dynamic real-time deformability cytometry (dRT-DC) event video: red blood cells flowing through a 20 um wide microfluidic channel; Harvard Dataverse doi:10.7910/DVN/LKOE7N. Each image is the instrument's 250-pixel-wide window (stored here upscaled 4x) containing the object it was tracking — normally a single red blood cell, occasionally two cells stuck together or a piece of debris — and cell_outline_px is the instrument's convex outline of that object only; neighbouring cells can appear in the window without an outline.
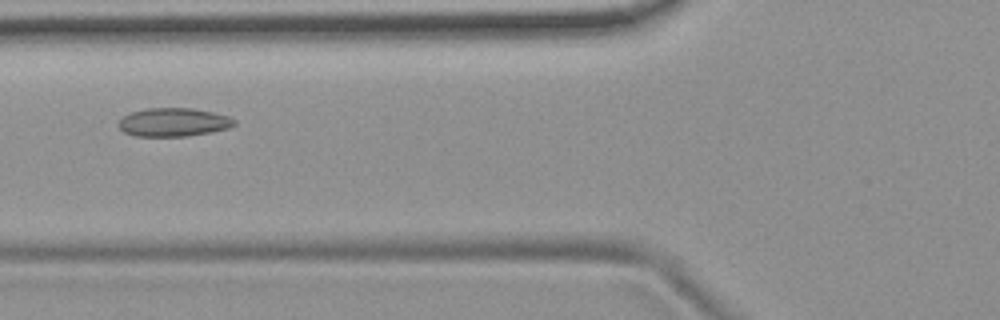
{"species": "common noctule bat (a hibernating species)", "species_latin": "Nyctalus noctula", "temperature_condition": "room temperature", "stored_images_in_passage": 50, "camera_frame_rate_fps": 3000, "um_per_image_px": 0.085, "animal": {"sex": "female", "body_mass_g": 19.9}, "frame": {"image": 1, "passage_image": 17, "time_ms": 5.333, "image_size_px": [1000, 320], "cell_outline_px": [[236, 124], [228, 128], [212, 132], [188, 136], [132, 136], [124, 132], [116, 124], [124, 116], [132, 112], [148, 108], [192, 108], [212, 112], [228, 116], [236, 120]], "centroid_in_image_um": [14.74, 10.39], "position_along_channel_um": 111.1, "area_um2": 19.25}}
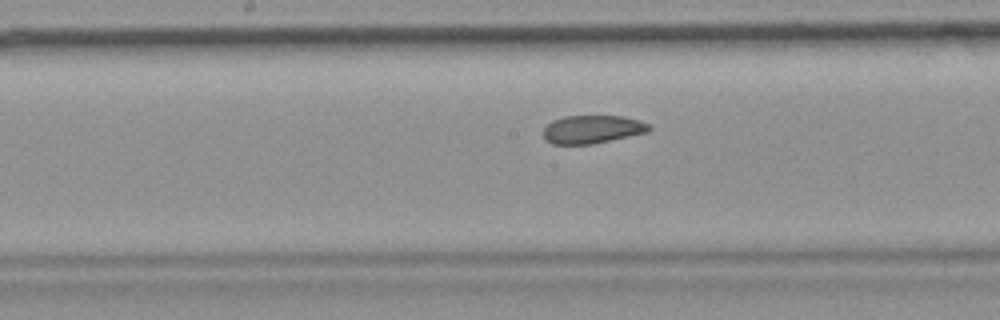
{"frame": {"image": 2, "passage_image": 24, "time_ms": 7.667, "image_size_px": [1000, 320], "cell_outline_px": [[652, 128], [648, 132], [592, 144], [552, 144], [544, 140], [544, 128], [552, 120], [564, 116], [624, 116], [648, 124]], "centroid_in_image_um": [50.32, 10.99], "position_along_channel_um": 197.9, "area_um2": 17.28}}
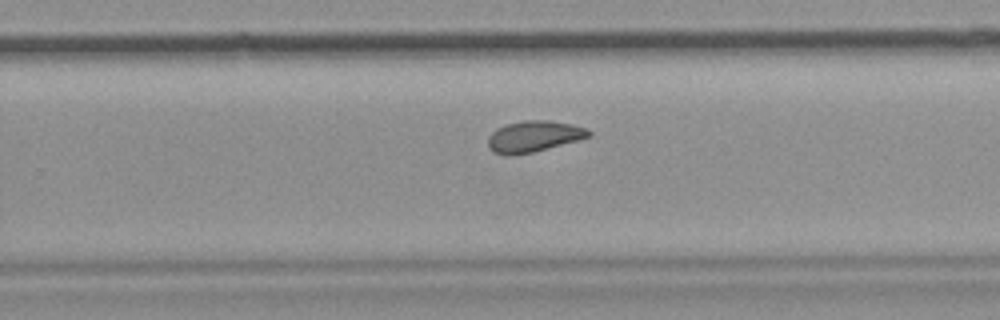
{"frame": {"image": 3, "passage_image": 31, "time_ms": 10.0, "image_size_px": [1000, 320], "cell_outline_px": [[592, 136], [580, 140], [532, 152], [508, 156], [492, 152], [488, 148], [488, 136], [496, 128], [504, 124], [524, 120], [548, 120], [572, 124], [588, 128], [592, 132]], "centroid_in_image_um": [45.37, 11.59], "position_along_channel_um": 284.4, "area_um2": 18.61}, "authors_computed_cell_mechanics": {"area_um2": 18.8717, "velocity_mm_per_s": 3.725, "shape_relaxation_time_tau1_ms": 9.26, "shape_relaxation_time_tau2_ms": 2.7758, "deformation_change_tau1": 0.1351, "deformation_change_tau2": 0.0722}}